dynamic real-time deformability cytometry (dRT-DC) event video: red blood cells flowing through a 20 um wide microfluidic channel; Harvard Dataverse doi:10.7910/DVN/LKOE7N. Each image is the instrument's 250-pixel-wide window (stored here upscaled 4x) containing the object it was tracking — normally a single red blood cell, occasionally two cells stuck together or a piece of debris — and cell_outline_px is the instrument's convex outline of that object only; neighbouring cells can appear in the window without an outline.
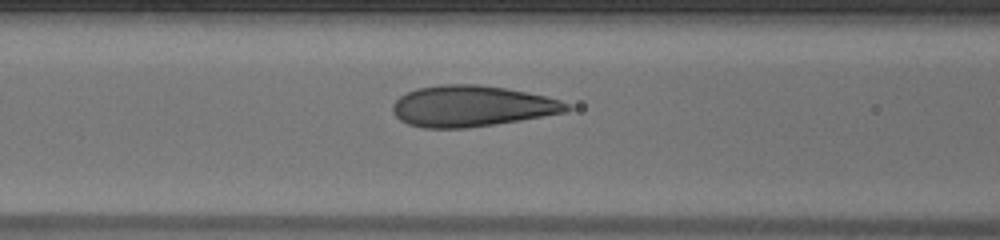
{"species": "human", "species_latin": "Homo sapiens", "temperature_condition": "warm", "stored_images_in_passage": 9, "camera_frame_rate_fps": 3000, "um_per_image_px": 0.085, "donor": {"sex": "male"}, "frame": {"image": 1, "passage_image": 7, "time_ms": 2.0, "image_size_px": [1000, 240], "cell_outline_px": [[572, 108], [564, 112], [520, 120], [496, 124], [468, 128], [424, 128], [408, 124], [400, 120], [392, 112], [392, 104], [400, 96], [416, 88], [440, 84], [476, 84], [504, 88], [544, 96], [560, 100], [568, 104]], "centroid_in_image_um": [40.05, 9.02], "position_along_channel_um": 126.6, "area_um2": 41.44}}